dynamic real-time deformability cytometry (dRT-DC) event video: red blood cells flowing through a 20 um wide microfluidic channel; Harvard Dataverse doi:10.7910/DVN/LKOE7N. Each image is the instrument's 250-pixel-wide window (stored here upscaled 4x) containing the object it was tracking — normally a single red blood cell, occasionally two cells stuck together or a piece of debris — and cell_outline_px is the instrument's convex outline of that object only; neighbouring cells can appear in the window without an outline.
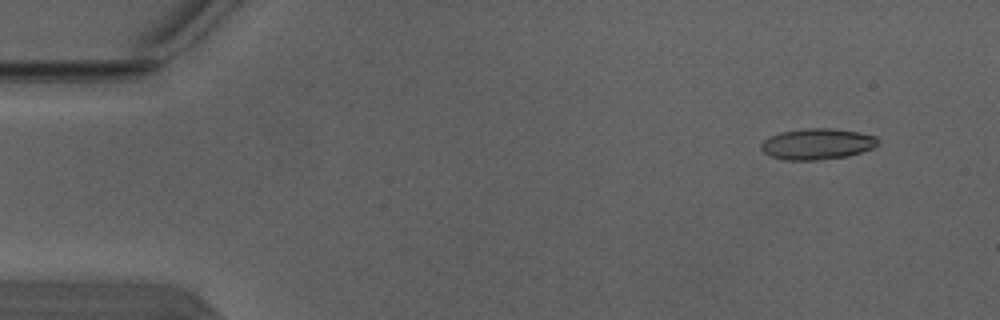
{"species": "Egyptian fruit bat (a non-hibernating species)", "species_latin": "Rousettus aegyptiacus", "temperature_condition": "warm", "stored_images_in_passage": 4, "camera_frame_rate_fps": 3000, "um_per_image_px": 0.085, "animal": {"sex": "male"}, "frame": {"image": 1, "passage_image": 2, "time_ms": 0.333, "image_size_px": [1000, 320], "cell_outline_px": [[880, 144], [872, 148], [848, 156], [820, 160], [784, 160], [768, 156], [760, 148], [760, 144], [768, 136], [780, 132], [808, 128], [832, 128], [860, 132], [876, 136], [880, 140]], "centroid_in_image_um": [69.46, 12.24], "position_along_channel_um": 15.5, "area_um2": 21.44}}